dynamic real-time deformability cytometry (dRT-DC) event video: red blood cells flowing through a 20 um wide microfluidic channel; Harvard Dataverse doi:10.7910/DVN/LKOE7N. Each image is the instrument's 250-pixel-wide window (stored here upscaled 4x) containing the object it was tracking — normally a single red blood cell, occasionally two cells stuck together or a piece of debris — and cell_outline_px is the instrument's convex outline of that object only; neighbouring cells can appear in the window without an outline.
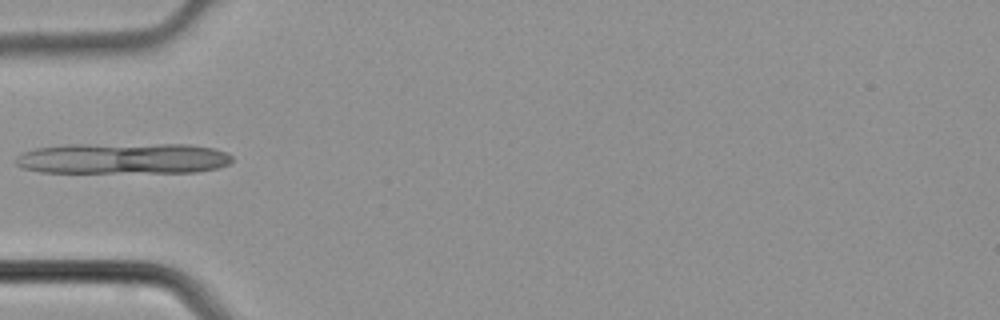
{"species": "common noctule bat (a hibernating species)", "species_latin": "Nyctalus noctula", "temperature_condition": "cold", "stored_images_in_passage": 1, "camera_frame_rate_fps": 3000, "um_per_image_px": 0.085, "animal": {"sex": "male", "body_mass_g": 21.5, "forearm_length_mm": 52.0}, "frame": {"image": 1, "passage_image": 1, "time_ms": 0.0, "image_size_px": [1000, 320], "cell_outline_px": [[232, 160], [228, 164], [216, 168], [196, 172], [40, 172], [20, 168], [16, 164], [16, 156], [24, 152], [36, 148], [64, 144], [188, 144], [212, 148], [224, 152], [232, 156]], "centroid_in_image_um": [10.42, 13.46], "position_along_channel_um": 74.6, "area_um2": 39.19}}